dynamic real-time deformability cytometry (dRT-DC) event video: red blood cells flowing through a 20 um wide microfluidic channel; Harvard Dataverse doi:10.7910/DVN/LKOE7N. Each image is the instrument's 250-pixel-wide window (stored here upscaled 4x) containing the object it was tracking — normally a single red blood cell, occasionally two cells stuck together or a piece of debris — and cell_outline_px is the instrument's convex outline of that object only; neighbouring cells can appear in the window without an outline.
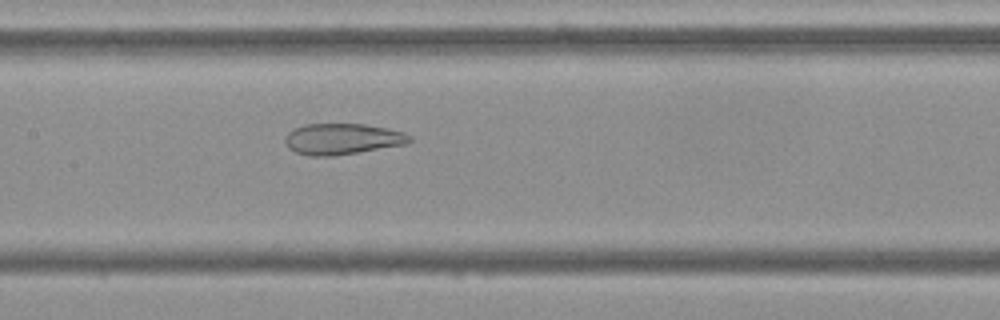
{"species": "Egyptian fruit bat (a non-hibernating species)", "species_latin": "Rousettus aegyptiacus", "temperature_condition": "cold", "stored_images_in_passage": 54, "camera_frame_rate_fps": 3000, "um_per_image_px": 0.085, "frame": {"image": 1, "passage_image": 26, "time_ms": 8.333, "image_size_px": [1000, 320], "cell_outline_px": [[412, 140], [408, 144], [332, 156], [308, 156], [296, 152], [288, 148], [284, 140], [288, 132], [304, 124], [364, 124], [404, 132], [412, 136]], "centroid_in_image_um": [29.1, 11.82], "position_along_channel_um": 178.3, "area_um2": 22.48}}
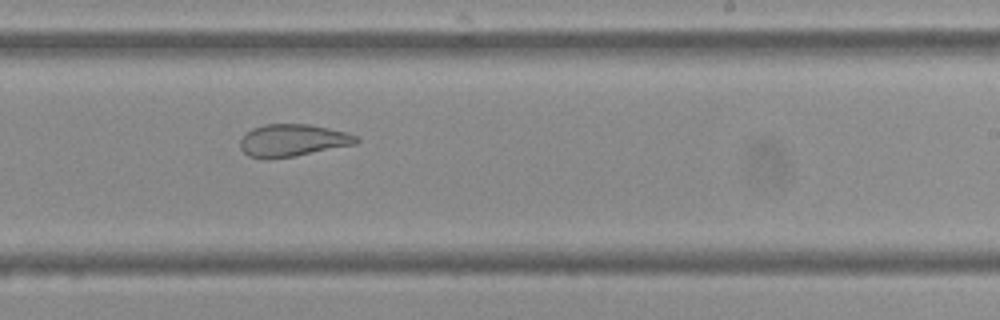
{"frame": {"image": 2, "passage_image": 33, "time_ms": 10.667, "image_size_px": [1000, 320], "cell_outline_px": [[360, 140], [356, 144], [296, 156], [268, 160], [248, 156], [240, 148], [240, 140], [252, 128], [264, 124], [308, 124], [348, 132], [356, 136]], "centroid_in_image_um": [24.87, 11.94], "position_along_channel_um": 264.1, "area_um2": 22.02}}
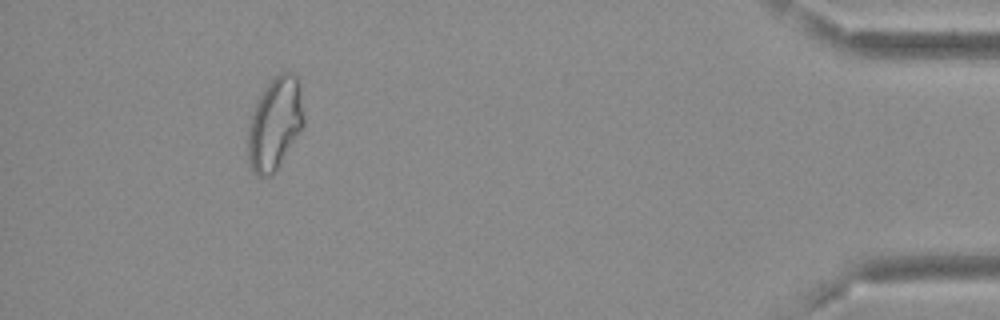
{"frame": {"image": 3, "passage_image": 50, "time_ms": 16.333, "image_size_px": [1000, 320], "cell_outline_px": [[304, 124], [300, 132], [276, 168], [268, 176], [256, 176], [248, 168], [248, 128], [252, 112], [260, 96], [268, 84], [280, 72], [296, 72], [300, 84], [304, 116]], "centroid_in_image_um": [23.37, 10.49], "position_along_channel_um": 411.8, "area_um2": 29.94}, "authors_computed_cell_mechanics": {"area_um2": 28.2931, "velocity_mm_per_s": 3.6897, "shape_relaxation_time_tau1_ms": null, "shape_relaxation_time_tau2_ms": 1.6237, "deformation_change_tau1": null, "deformation_change_tau2": 0.0904}}